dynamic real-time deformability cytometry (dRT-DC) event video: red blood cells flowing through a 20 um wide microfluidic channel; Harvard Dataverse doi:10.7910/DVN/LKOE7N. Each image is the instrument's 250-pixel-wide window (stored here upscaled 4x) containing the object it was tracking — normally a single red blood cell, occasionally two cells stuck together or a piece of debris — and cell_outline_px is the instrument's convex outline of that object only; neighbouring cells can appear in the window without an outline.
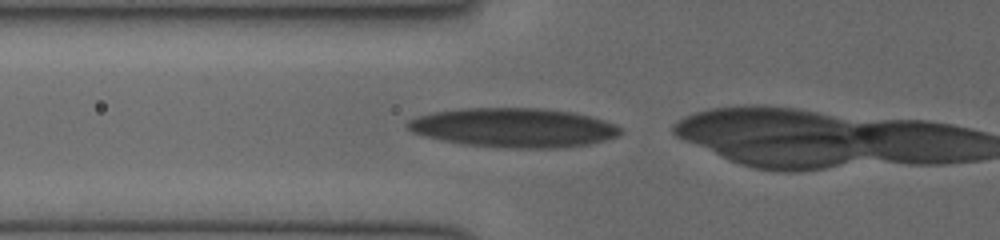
{"species": "human", "species_latin": "Homo sapiens", "temperature_condition": "cold", "stored_images_in_passage": 16, "camera_frame_rate_fps": 3000, "um_per_image_px": 0.085, "donor": {"sex": "female"}, "frame": {"image": 1, "passage_image": 15, "time_ms": 4.667, "image_size_px": [1000, 240], "cell_outline_px": [[624, 132], [616, 136], [588, 144], [560, 148], [504, 148], [460, 144], [424, 136], [412, 132], [404, 124], [408, 120], [416, 116], [432, 112], [460, 108], [548, 108], [572, 112], [604, 120], [616, 124]], "centroid_in_image_um": [43.62, 10.85], "position_along_channel_um": 82.2, "area_um2": 49.01}}